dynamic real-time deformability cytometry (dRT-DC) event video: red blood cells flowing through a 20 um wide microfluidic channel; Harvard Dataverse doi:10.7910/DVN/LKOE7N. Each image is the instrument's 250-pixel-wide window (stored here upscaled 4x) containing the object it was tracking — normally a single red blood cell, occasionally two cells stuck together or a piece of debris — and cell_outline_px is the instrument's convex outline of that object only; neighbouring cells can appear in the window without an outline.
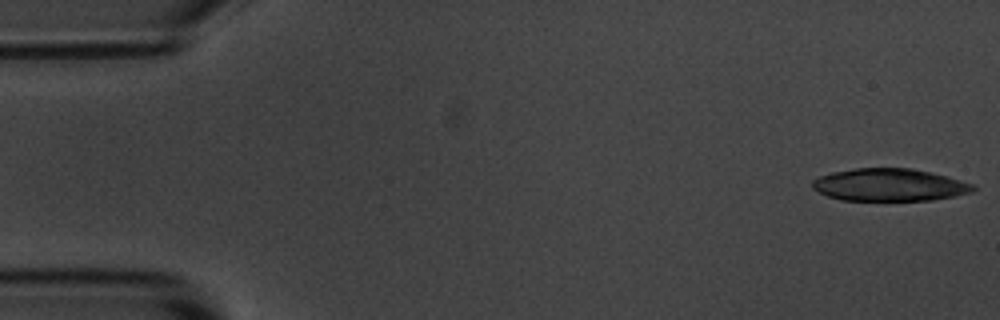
{"species": "common noctule bat (a hibernating species)", "species_latin": "Nyctalus noctula", "temperature_condition": "room temperature", "stored_images_in_passage": 6, "camera_frame_rate_fps": 3000, "um_per_image_px": 0.085, "animal": {"sex": "male", "body_mass_g": 20.1, "forearm_length_mm": 53.5}, "frame": {"image": 1, "passage_image": 1, "time_ms": 0.0, "image_size_px": [1000, 320], "cell_outline_px": [[976, 188], [972, 192], [956, 196], [932, 200], [840, 200], [828, 196], [812, 188], [812, 180], [820, 176], [832, 172], [856, 168], [912, 168], [944, 176], [972, 184]], "centroid_in_image_um": [75.57, 15.72], "position_along_channel_um": 9.4, "area_um2": 30.17}}